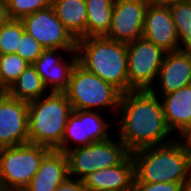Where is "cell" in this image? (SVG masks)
I'll list each match as a JSON object with an SVG mask.
<instances>
[{
	"instance_id": "7",
	"label": "cell",
	"mask_w": 191,
	"mask_h": 191,
	"mask_svg": "<svg viewBox=\"0 0 191 191\" xmlns=\"http://www.w3.org/2000/svg\"><path fill=\"white\" fill-rule=\"evenodd\" d=\"M69 176H79L83 180L87 175L103 168L113 167L121 163L130 152L126 145L107 139L89 145L73 148L65 152Z\"/></svg>"
},
{
	"instance_id": "18",
	"label": "cell",
	"mask_w": 191,
	"mask_h": 191,
	"mask_svg": "<svg viewBox=\"0 0 191 191\" xmlns=\"http://www.w3.org/2000/svg\"><path fill=\"white\" fill-rule=\"evenodd\" d=\"M160 97L164 99L163 112L170 132L181 134L191 124V85Z\"/></svg>"
},
{
	"instance_id": "12",
	"label": "cell",
	"mask_w": 191,
	"mask_h": 191,
	"mask_svg": "<svg viewBox=\"0 0 191 191\" xmlns=\"http://www.w3.org/2000/svg\"><path fill=\"white\" fill-rule=\"evenodd\" d=\"M29 143L28 102L0 91V148Z\"/></svg>"
},
{
	"instance_id": "26",
	"label": "cell",
	"mask_w": 191,
	"mask_h": 191,
	"mask_svg": "<svg viewBox=\"0 0 191 191\" xmlns=\"http://www.w3.org/2000/svg\"><path fill=\"white\" fill-rule=\"evenodd\" d=\"M44 50L43 46L25 31L22 34L19 49L16 50V53L29 64H33Z\"/></svg>"
},
{
	"instance_id": "5",
	"label": "cell",
	"mask_w": 191,
	"mask_h": 191,
	"mask_svg": "<svg viewBox=\"0 0 191 191\" xmlns=\"http://www.w3.org/2000/svg\"><path fill=\"white\" fill-rule=\"evenodd\" d=\"M64 93L73 110H100L101 107L107 106L112 110L117 108L114 113L119 110L122 95L112 84L88 72L78 63L72 71L68 88Z\"/></svg>"
},
{
	"instance_id": "20",
	"label": "cell",
	"mask_w": 191,
	"mask_h": 191,
	"mask_svg": "<svg viewBox=\"0 0 191 191\" xmlns=\"http://www.w3.org/2000/svg\"><path fill=\"white\" fill-rule=\"evenodd\" d=\"M85 2L86 38L106 36L109 32L115 0H85Z\"/></svg>"
},
{
	"instance_id": "23",
	"label": "cell",
	"mask_w": 191,
	"mask_h": 191,
	"mask_svg": "<svg viewBox=\"0 0 191 191\" xmlns=\"http://www.w3.org/2000/svg\"><path fill=\"white\" fill-rule=\"evenodd\" d=\"M28 64L17 53L0 55V91H7Z\"/></svg>"
},
{
	"instance_id": "19",
	"label": "cell",
	"mask_w": 191,
	"mask_h": 191,
	"mask_svg": "<svg viewBox=\"0 0 191 191\" xmlns=\"http://www.w3.org/2000/svg\"><path fill=\"white\" fill-rule=\"evenodd\" d=\"M51 6L58 19L76 40L86 38L85 0H51Z\"/></svg>"
},
{
	"instance_id": "31",
	"label": "cell",
	"mask_w": 191,
	"mask_h": 191,
	"mask_svg": "<svg viewBox=\"0 0 191 191\" xmlns=\"http://www.w3.org/2000/svg\"><path fill=\"white\" fill-rule=\"evenodd\" d=\"M149 1H150V3L156 4V5L169 6L171 4L182 2L185 0H149Z\"/></svg>"
},
{
	"instance_id": "15",
	"label": "cell",
	"mask_w": 191,
	"mask_h": 191,
	"mask_svg": "<svg viewBox=\"0 0 191 191\" xmlns=\"http://www.w3.org/2000/svg\"><path fill=\"white\" fill-rule=\"evenodd\" d=\"M57 51L60 52L59 49H45L33 63L45 88L51 87L50 92H64L68 88L72 71L78 63L76 52H73L71 62L67 64L68 61H64L61 56L56 57Z\"/></svg>"
},
{
	"instance_id": "22",
	"label": "cell",
	"mask_w": 191,
	"mask_h": 191,
	"mask_svg": "<svg viewBox=\"0 0 191 191\" xmlns=\"http://www.w3.org/2000/svg\"><path fill=\"white\" fill-rule=\"evenodd\" d=\"M169 8L181 44L180 50L191 52V3L185 0L171 4Z\"/></svg>"
},
{
	"instance_id": "8",
	"label": "cell",
	"mask_w": 191,
	"mask_h": 191,
	"mask_svg": "<svg viewBox=\"0 0 191 191\" xmlns=\"http://www.w3.org/2000/svg\"><path fill=\"white\" fill-rule=\"evenodd\" d=\"M126 47L129 91L150 90L166 52L143 37L127 43Z\"/></svg>"
},
{
	"instance_id": "29",
	"label": "cell",
	"mask_w": 191,
	"mask_h": 191,
	"mask_svg": "<svg viewBox=\"0 0 191 191\" xmlns=\"http://www.w3.org/2000/svg\"><path fill=\"white\" fill-rule=\"evenodd\" d=\"M180 135V142L185 147V149L191 154V124Z\"/></svg>"
},
{
	"instance_id": "3",
	"label": "cell",
	"mask_w": 191,
	"mask_h": 191,
	"mask_svg": "<svg viewBox=\"0 0 191 191\" xmlns=\"http://www.w3.org/2000/svg\"><path fill=\"white\" fill-rule=\"evenodd\" d=\"M78 64L112 84L122 94L129 91L127 47L125 43L102 37L77 40Z\"/></svg>"
},
{
	"instance_id": "13",
	"label": "cell",
	"mask_w": 191,
	"mask_h": 191,
	"mask_svg": "<svg viewBox=\"0 0 191 191\" xmlns=\"http://www.w3.org/2000/svg\"><path fill=\"white\" fill-rule=\"evenodd\" d=\"M142 37L165 52L180 50L179 37L169 6L149 3L145 13Z\"/></svg>"
},
{
	"instance_id": "10",
	"label": "cell",
	"mask_w": 191,
	"mask_h": 191,
	"mask_svg": "<svg viewBox=\"0 0 191 191\" xmlns=\"http://www.w3.org/2000/svg\"><path fill=\"white\" fill-rule=\"evenodd\" d=\"M103 118L95 110H73L65 126L62 142L55 150L65 153L73 148L110 139V124ZM70 140L75 141L73 143H77V147H73Z\"/></svg>"
},
{
	"instance_id": "9",
	"label": "cell",
	"mask_w": 191,
	"mask_h": 191,
	"mask_svg": "<svg viewBox=\"0 0 191 191\" xmlns=\"http://www.w3.org/2000/svg\"><path fill=\"white\" fill-rule=\"evenodd\" d=\"M21 21L25 31L44 49L76 52L77 40L58 19L52 6L27 15Z\"/></svg>"
},
{
	"instance_id": "6",
	"label": "cell",
	"mask_w": 191,
	"mask_h": 191,
	"mask_svg": "<svg viewBox=\"0 0 191 191\" xmlns=\"http://www.w3.org/2000/svg\"><path fill=\"white\" fill-rule=\"evenodd\" d=\"M50 150L32 143L0 148V188L25 189Z\"/></svg>"
},
{
	"instance_id": "33",
	"label": "cell",
	"mask_w": 191,
	"mask_h": 191,
	"mask_svg": "<svg viewBox=\"0 0 191 191\" xmlns=\"http://www.w3.org/2000/svg\"><path fill=\"white\" fill-rule=\"evenodd\" d=\"M0 191H26L25 189H6V188H0Z\"/></svg>"
},
{
	"instance_id": "25",
	"label": "cell",
	"mask_w": 191,
	"mask_h": 191,
	"mask_svg": "<svg viewBox=\"0 0 191 191\" xmlns=\"http://www.w3.org/2000/svg\"><path fill=\"white\" fill-rule=\"evenodd\" d=\"M10 19L21 20L23 17L51 6V0H7Z\"/></svg>"
},
{
	"instance_id": "11",
	"label": "cell",
	"mask_w": 191,
	"mask_h": 191,
	"mask_svg": "<svg viewBox=\"0 0 191 191\" xmlns=\"http://www.w3.org/2000/svg\"><path fill=\"white\" fill-rule=\"evenodd\" d=\"M149 0H115L108 39L130 43L142 37Z\"/></svg>"
},
{
	"instance_id": "2",
	"label": "cell",
	"mask_w": 191,
	"mask_h": 191,
	"mask_svg": "<svg viewBox=\"0 0 191 191\" xmlns=\"http://www.w3.org/2000/svg\"><path fill=\"white\" fill-rule=\"evenodd\" d=\"M134 182L181 183L191 174V154L179 140L131 153Z\"/></svg>"
},
{
	"instance_id": "32",
	"label": "cell",
	"mask_w": 191,
	"mask_h": 191,
	"mask_svg": "<svg viewBox=\"0 0 191 191\" xmlns=\"http://www.w3.org/2000/svg\"><path fill=\"white\" fill-rule=\"evenodd\" d=\"M181 191H191V174L182 182Z\"/></svg>"
},
{
	"instance_id": "14",
	"label": "cell",
	"mask_w": 191,
	"mask_h": 191,
	"mask_svg": "<svg viewBox=\"0 0 191 191\" xmlns=\"http://www.w3.org/2000/svg\"><path fill=\"white\" fill-rule=\"evenodd\" d=\"M134 179L135 165L130 153L121 163L87 175L83 182L87 191H133Z\"/></svg>"
},
{
	"instance_id": "27",
	"label": "cell",
	"mask_w": 191,
	"mask_h": 191,
	"mask_svg": "<svg viewBox=\"0 0 191 191\" xmlns=\"http://www.w3.org/2000/svg\"><path fill=\"white\" fill-rule=\"evenodd\" d=\"M133 191H181V183L134 182Z\"/></svg>"
},
{
	"instance_id": "30",
	"label": "cell",
	"mask_w": 191,
	"mask_h": 191,
	"mask_svg": "<svg viewBox=\"0 0 191 191\" xmlns=\"http://www.w3.org/2000/svg\"><path fill=\"white\" fill-rule=\"evenodd\" d=\"M9 20L7 0H0V26Z\"/></svg>"
},
{
	"instance_id": "21",
	"label": "cell",
	"mask_w": 191,
	"mask_h": 191,
	"mask_svg": "<svg viewBox=\"0 0 191 191\" xmlns=\"http://www.w3.org/2000/svg\"><path fill=\"white\" fill-rule=\"evenodd\" d=\"M6 92L13 98L30 102L45 96L44 93L47 91L34 65L28 64Z\"/></svg>"
},
{
	"instance_id": "17",
	"label": "cell",
	"mask_w": 191,
	"mask_h": 191,
	"mask_svg": "<svg viewBox=\"0 0 191 191\" xmlns=\"http://www.w3.org/2000/svg\"><path fill=\"white\" fill-rule=\"evenodd\" d=\"M68 165L64 152L50 150L42 159L39 170L34 175L26 191H55L67 177Z\"/></svg>"
},
{
	"instance_id": "28",
	"label": "cell",
	"mask_w": 191,
	"mask_h": 191,
	"mask_svg": "<svg viewBox=\"0 0 191 191\" xmlns=\"http://www.w3.org/2000/svg\"><path fill=\"white\" fill-rule=\"evenodd\" d=\"M55 191H87L83 180L74 179L68 176L61 184H59Z\"/></svg>"
},
{
	"instance_id": "4",
	"label": "cell",
	"mask_w": 191,
	"mask_h": 191,
	"mask_svg": "<svg viewBox=\"0 0 191 191\" xmlns=\"http://www.w3.org/2000/svg\"><path fill=\"white\" fill-rule=\"evenodd\" d=\"M48 93V97L28 102L29 143L55 150L73 108L64 92Z\"/></svg>"
},
{
	"instance_id": "24",
	"label": "cell",
	"mask_w": 191,
	"mask_h": 191,
	"mask_svg": "<svg viewBox=\"0 0 191 191\" xmlns=\"http://www.w3.org/2000/svg\"><path fill=\"white\" fill-rule=\"evenodd\" d=\"M24 32L25 28L21 20L10 19L2 24L0 26V55L16 53Z\"/></svg>"
},
{
	"instance_id": "1",
	"label": "cell",
	"mask_w": 191,
	"mask_h": 191,
	"mask_svg": "<svg viewBox=\"0 0 191 191\" xmlns=\"http://www.w3.org/2000/svg\"><path fill=\"white\" fill-rule=\"evenodd\" d=\"M157 91L132 90L123 93L119 103V139L130 153L172 142L164 141L171 134L165 120L162 102L157 98ZM163 142V143H162Z\"/></svg>"
},
{
	"instance_id": "16",
	"label": "cell",
	"mask_w": 191,
	"mask_h": 191,
	"mask_svg": "<svg viewBox=\"0 0 191 191\" xmlns=\"http://www.w3.org/2000/svg\"><path fill=\"white\" fill-rule=\"evenodd\" d=\"M160 95L191 85V52H166L157 76Z\"/></svg>"
}]
</instances>
